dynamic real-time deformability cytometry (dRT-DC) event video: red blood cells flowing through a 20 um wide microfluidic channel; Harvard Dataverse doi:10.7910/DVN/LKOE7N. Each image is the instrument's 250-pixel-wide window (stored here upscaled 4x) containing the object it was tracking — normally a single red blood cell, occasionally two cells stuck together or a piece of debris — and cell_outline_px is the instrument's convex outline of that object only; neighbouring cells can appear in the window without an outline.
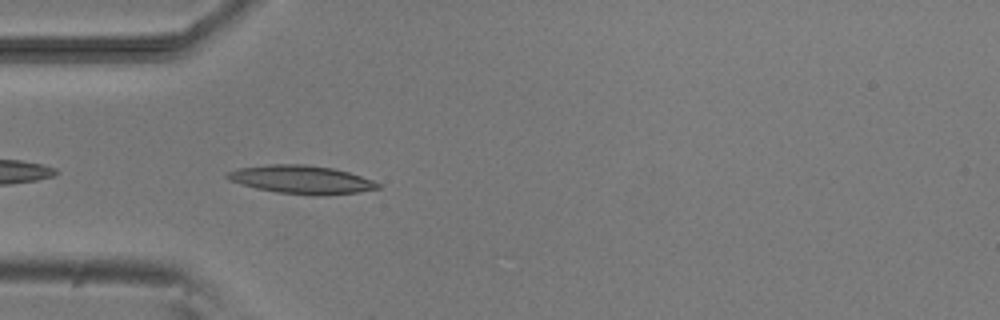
{"species": "common noctule bat (a hibernating species)", "species_latin": "Nyctalus noctula", "temperature_condition": "room temperature", "stored_images_in_passage": 5, "camera_frame_rate_fps": 3000, "um_per_image_px": 0.085, "animal": {"sex": "male", "body_mass_g": 20.5, "forearm_length_mm": 52.5}, "frame": {"image": 1, "passage_image": 5, "time_ms": 4.667, "image_size_px": [1000, 320], "cell_outline_px": [[380, 188], [356, 192], [324, 196], [312, 196], [276, 192], [256, 188], [228, 180], [224, 176], [228, 172], [240, 168], [268, 164], [304, 164], [332, 168], [348, 172], [372, 180], [380, 184]], "centroid_in_image_um": [25.61, 15.27], "position_along_channel_um": 59.4, "area_um2": 24.8}}